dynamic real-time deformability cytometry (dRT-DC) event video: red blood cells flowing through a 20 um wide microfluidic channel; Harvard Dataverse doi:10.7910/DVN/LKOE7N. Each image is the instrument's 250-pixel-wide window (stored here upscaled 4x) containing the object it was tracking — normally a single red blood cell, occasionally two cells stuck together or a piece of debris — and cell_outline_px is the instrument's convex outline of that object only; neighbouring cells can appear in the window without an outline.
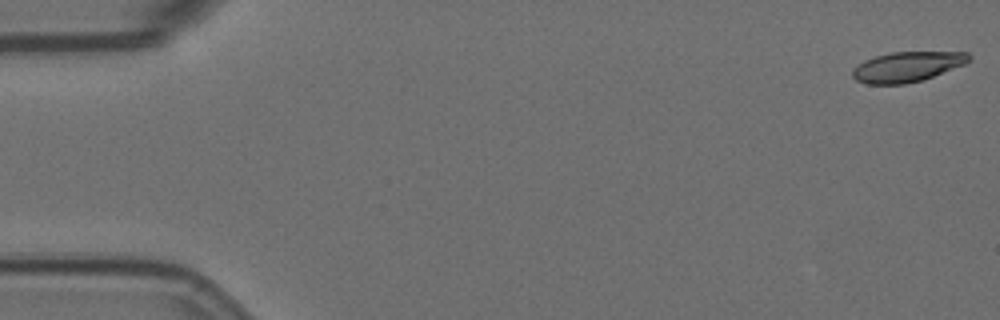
{"species": "Egyptian fruit bat (a non-hibernating species)", "species_latin": "Rousettus aegyptiacus", "temperature_condition": "room temperature", "stored_images_in_passage": 58, "camera_frame_rate_fps": 3000, "um_per_image_px": 0.085, "animal": {"sex": "female"}, "frame": {"image": 1, "passage_image": 1, "time_ms": 0.0, "image_size_px": [1000, 320], "cell_outline_px": [[972, 56], [964, 64], [924, 80], [904, 84], [868, 84], [856, 80], [852, 76], [852, 68], [864, 60], [876, 56], [892, 52], [968, 52]], "centroid_in_image_um": [77.09, 5.68], "position_along_channel_um": 7.9, "area_um2": 20.4}}
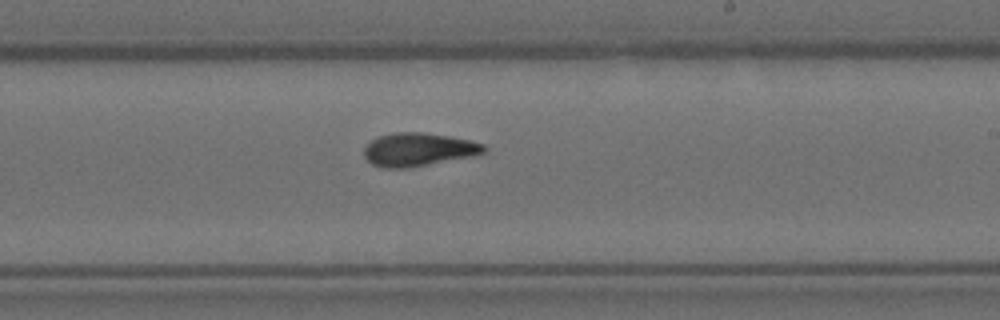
{"frame": {"image": 2, "passage_image": 34, "time_ms": 11.0, "image_size_px": [1000, 320], "cell_outline_px": [[488, 148], [484, 152], [408, 168], [384, 168], [372, 164], [364, 156], [364, 148], [372, 140], [380, 136], [396, 132], [420, 132], [448, 136], [468, 140], [484, 144]], "centroid_in_image_um": [35.5, 12.7], "position_along_channel_um": 253.5, "area_um2": 22.6}}
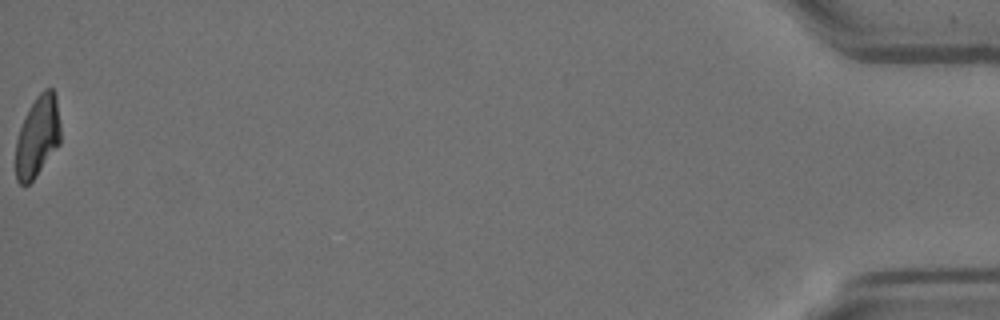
{"frame": {"image": 3, "passage_image": 58, "time_ms": 19.0, "image_size_px": [1000, 320], "cell_outline_px": [[60, 144], [36, 176], [28, 184], [20, 184], [16, 180], [16, 140], [20, 128], [36, 96], [44, 88], [52, 88], [56, 96], [60, 124]], "centroid_in_image_um": [3.21, 11.6], "position_along_channel_um": 432.0, "area_um2": 20.98}, "authors_computed_cell_mechanics": {"area_um2": 22.253, "velocity_mm_per_s": 3.5252, "shape_relaxation_time_tau1_ms": 7.8009, "shape_relaxation_time_tau2_ms": 2.406, "deformation_change_tau1": 0.2289, "deformation_change_tau2": 0.0964}}